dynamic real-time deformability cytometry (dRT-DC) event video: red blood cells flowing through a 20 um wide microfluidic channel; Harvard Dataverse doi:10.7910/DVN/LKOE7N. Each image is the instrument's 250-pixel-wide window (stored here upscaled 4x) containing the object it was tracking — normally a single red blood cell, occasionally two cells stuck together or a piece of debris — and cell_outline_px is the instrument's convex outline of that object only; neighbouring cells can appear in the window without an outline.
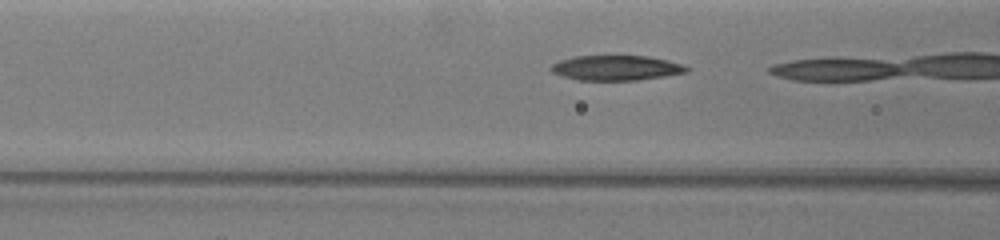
{"species": "common noctule bat (a hibernating species)", "species_latin": "Nyctalus noctula", "temperature_condition": "warm", "stored_images_in_passage": 9, "camera_frame_rate_fps": 3000, "um_per_image_px": 0.085, "animal": {"sex": "female", "body_mass_g": 19.5, "forearm_length_mm": 54.1}, "frame": {"image": 1, "passage_image": 7, "time_ms": 1.667, "image_size_px": [1000, 240], "cell_outline_px": [[692, 68], [688, 72], [664, 76], [636, 80], [580, 80], [564, 76], [552, 72], [548, 68], [552, 64], [560, 60], [576, 56], [648, 56], [668, 60]], "centroid_in_image_um": [52.39, 5.77], "position_along_channel_um": 114.2, "area_um2": 19.65}}